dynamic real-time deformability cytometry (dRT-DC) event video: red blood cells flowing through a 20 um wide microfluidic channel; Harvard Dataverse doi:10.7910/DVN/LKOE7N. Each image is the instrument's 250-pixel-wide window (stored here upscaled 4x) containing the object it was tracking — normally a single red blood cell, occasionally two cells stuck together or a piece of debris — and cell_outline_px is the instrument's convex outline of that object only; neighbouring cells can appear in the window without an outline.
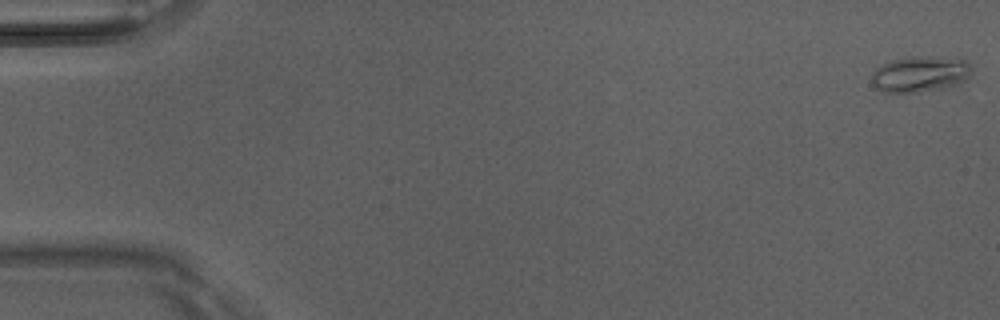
{"species": "Egyptian fruit bat (a non-hibernating species)", "species_latin": "Rousettus aegyptiacus", "temperature_condition": "room temperature", "stored_images_in_passage": 5, "camera_frame_rate_fps": 3000, "um_per_image_px": 0.085, "animal": {"sex": "male"}, "frame": {"image": 1, "passage_image": 1, "time_ms": 0.0, "image_size_px": [1000, 320], "cell_outline_px": [[972, 76], [956, 84], [940, 88], [916, 92], [884, 92], [876, 88], [872, 84], [872, 72], [876, 68], [892, 60], [912, 56], [964, 60], [972, 68]], "centroid_in_image_um": [78.18, 6.31], "position_along_channel_um": 6.8, "area_um2": 20.46}}